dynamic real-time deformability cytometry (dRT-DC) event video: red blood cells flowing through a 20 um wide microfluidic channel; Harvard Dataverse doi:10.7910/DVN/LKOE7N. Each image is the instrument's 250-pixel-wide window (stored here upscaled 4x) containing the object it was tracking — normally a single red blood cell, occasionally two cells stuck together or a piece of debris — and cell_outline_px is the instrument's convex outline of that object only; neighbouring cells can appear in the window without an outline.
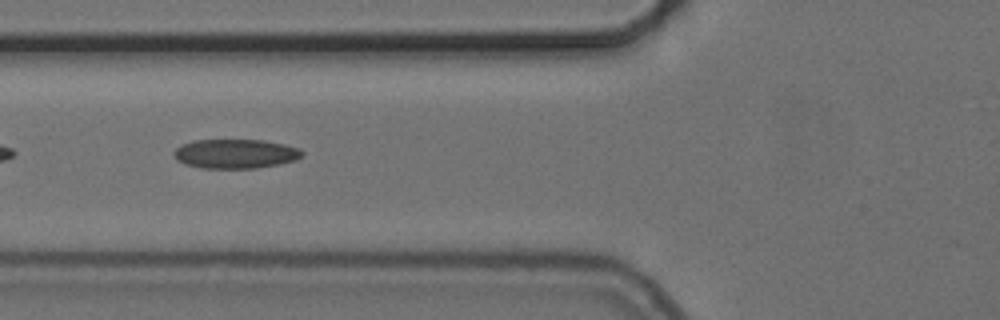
{"species": "common noctule bat (a hibernating species)", "species_latin": "Nyctalus noctula", "temperature_condition": "cold", "stored_images_in_passage": 49, "camera_frame_rate_fps": 3000, "um_per_image_px": 0.085, "animal": {"sex": "female", "body_mass_g": 24.6, "forearm_length_mm": 56.2}, "frame": {"image": 1, "passage_image": 21, "time_ms": 6.667, "image_size_px": [1000, 320], "cell_outline_px": [[304, 152], [296, 160], [280, 164], [256, 168], [200, 168], [184, 164], [176, 160], [172, 152], [176, 148], [192, 140], [264, 140], [284, 144], [300, 148]], "centroid_in_image_um": [20.0, 13.07], "position_along_channel_um": 105.8, "area_um2": 22.02}}
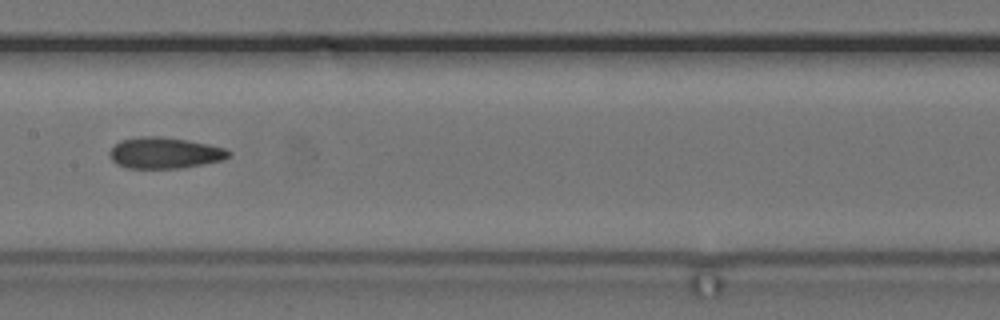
{"frame": {"image": 2, "passage_image": 28, "time_ms": 9.0, "image_size_px": [1000, 320], "cell_outline_px": [[232, 156], [224, 160], [184, 168], [128, 168], [116, 164], [112, 160], [108, 152], [120, 140], [140, 136], [160, 136], [188, 140], [208, 144], [224, 148], [232, 152]], "centroid_in_image_um": [14.03, 13.0], "position_along_channel_um": 193.4, "area_um2": 21.85}}
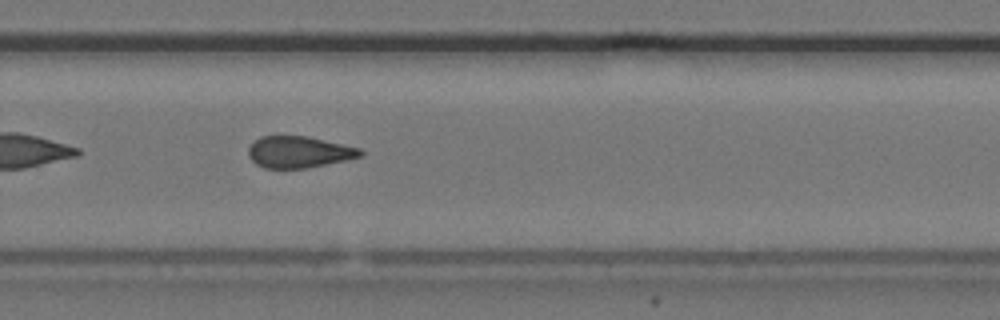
{"frame": {"image": 3, "passage_image": 37, "time_ms": 12.0, "image_size_px": [1000, 320], "cell_outline_px": [[364, 156], [348, 160], [308, 168], [264, 168], [256, 164], [248, 156], [248, 148], [260, 136], [308, 136], [360, 148], [364, 152]], "centroid_in_image_um": [25.44, 12.93], "position_along_channel_um": 304.4, "area_um2": 20.75}}